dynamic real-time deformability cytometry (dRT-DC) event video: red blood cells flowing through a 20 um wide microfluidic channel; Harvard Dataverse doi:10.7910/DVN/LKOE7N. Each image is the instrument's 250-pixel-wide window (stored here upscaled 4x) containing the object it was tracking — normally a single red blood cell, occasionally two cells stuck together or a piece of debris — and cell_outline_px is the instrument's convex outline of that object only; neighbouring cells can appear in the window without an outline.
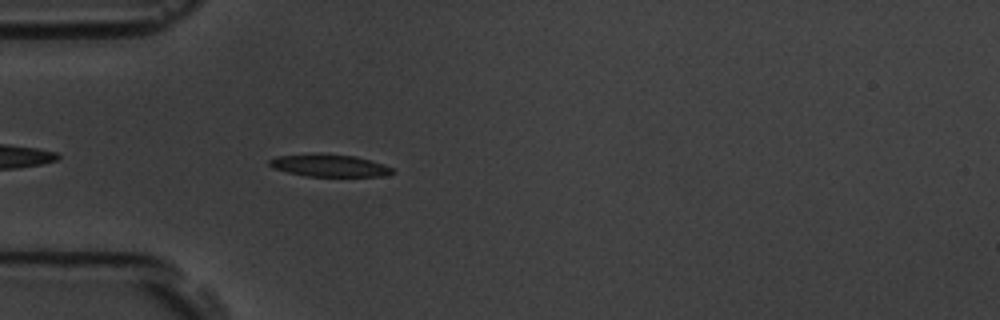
{"species": "common noctule bat (a hibernating species)", "species_latin": "Nyctalus noctula", "temperature_condition": "room temperature", "stored_images_in_passage": 42, "camera_frame_rate_fps": 3000, "um_per_image_px": 0.085, "animal": {"sex": "male", "body_mass_g": 19.5, "forearm_length_mm": 54.6}, "frame": {"image": 1, "passage_image": 4, "time_ms": 1.0, "image_size_px": [1000, 320], "cell_outline_px": [[396, 172], [380, 176], [304, 176], [288, 172], [276, 168], [268, 164], [268, 160], [276, 156], [316, 152], [320, 152], [356, 156], [384, 164], [392, 168]], "centroid_in_image_um": [27.97, 14.04], "position_along_channel_um": 57.0, "area_um2": 16.24}}
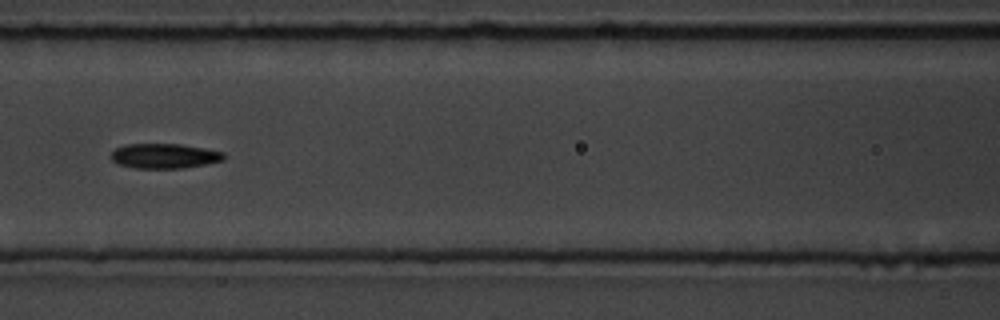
{"frame": {"image": 2, "passage_image": 12, "time_ms": 3.667, "image_size_px": [1000, 320], "cell_outline_px": [[224, 160], [184, 168], [136, 168], [120, 164], [112, 160], [112, 152], [116, 148], [124, 144], [180, 144], [204, 148], [224, 152]], "centroid_in_image_um": [13.98, 13.25], "position_along_channel_um": 152.6, "area_um2": 16.18}}
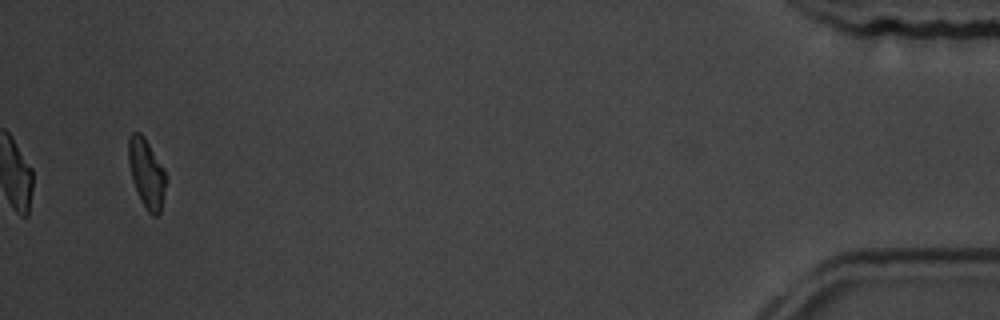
{"frame": {"image": 3, "passage_image": 40, "time_ms": 13.0, "image_size_px": [1000, 320], "cell_outline_px": [[168, 180], [160, 212], [156, 216], [152, 216], [148, 212], [140, 200], [132, 180], [128, 160], [128, 136], [132, 132], [140, 132], [144, 136], [164, 168], [168, 176]], "centroid_in_image_um": [12.47, 14.73], "position_along_channel_um": 422.7, "area_um2": 15.43}, "authors_computed_cell_mechanics": {"area_um2": 16.1551, "velocity_mm_per_s": 3.7827, "shape_relaxation_time_tau1_ms": 5.2072, "shape_relaxation_time_tau2_ms": 8.0725, "deformation_change_tau1": 0.1269, "deformation_change_tau2": 0.1574}}